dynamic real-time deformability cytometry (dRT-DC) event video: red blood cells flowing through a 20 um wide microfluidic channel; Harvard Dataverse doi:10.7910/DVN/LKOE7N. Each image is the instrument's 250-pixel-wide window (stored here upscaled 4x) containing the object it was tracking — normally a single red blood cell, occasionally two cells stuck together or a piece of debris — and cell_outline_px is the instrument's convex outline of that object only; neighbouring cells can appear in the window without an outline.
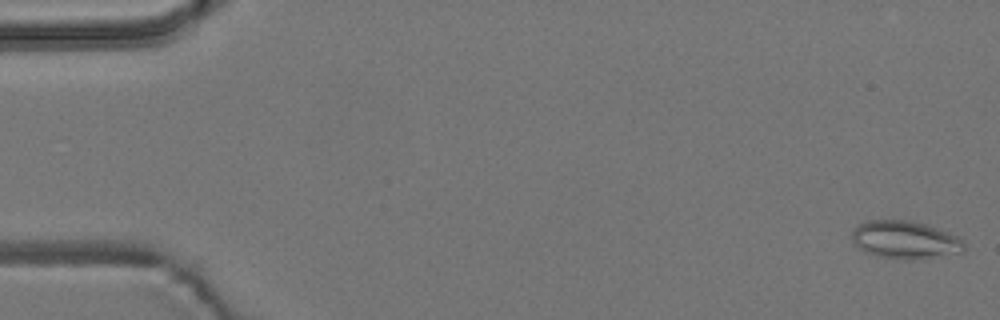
{"species": "common noctule bat (a hibernating species)", "species_latin": "Nyctalus noctula", "temperature_condition": "room temperature", "stored_images_in_passage": 6, "camera_frame_rate_fps": 3000, "um_per_image_px": 0.085, "animal": {"sex": "male", "body_mass_g": 19.2, "forearm_length_mm": 51.8}, "frame": {"image": 1, "passage_image": 1, "time_ms": 0.0, "image_size_px": [1000, 320], "cell_outline_px": [[964, 248], [960, 252], [912, 260], [900, 260], [880, 256], [864, 252], [852, 240], [852, 232], [860, 224], [868, 220], [908, 220], [924, 224], [948, 232], [964, 240]], "centroid_in_image_um": [76.91, 20.39], "position_along_channel_um": 8.1, "area_um2": 24.45}}
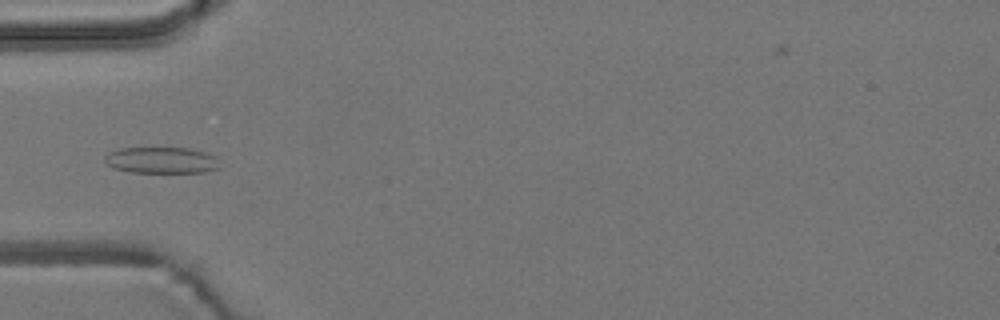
{"frame": {"image": 2, "passage_image": 6, "time_ms": 5.667, "image_size_px": [1000, 320], "cell_outline_px": [[220, 168], [204, 172], [132, 172], [112, 168], [104, 160], [104, 156], [108, 152], [120, 148], [188, 148], [208, 152], [216, 156]], "centroid_in_image_um": [13.73, 13.61], "position_along_channel_um": 71.3, "area_um2": 17.74}}